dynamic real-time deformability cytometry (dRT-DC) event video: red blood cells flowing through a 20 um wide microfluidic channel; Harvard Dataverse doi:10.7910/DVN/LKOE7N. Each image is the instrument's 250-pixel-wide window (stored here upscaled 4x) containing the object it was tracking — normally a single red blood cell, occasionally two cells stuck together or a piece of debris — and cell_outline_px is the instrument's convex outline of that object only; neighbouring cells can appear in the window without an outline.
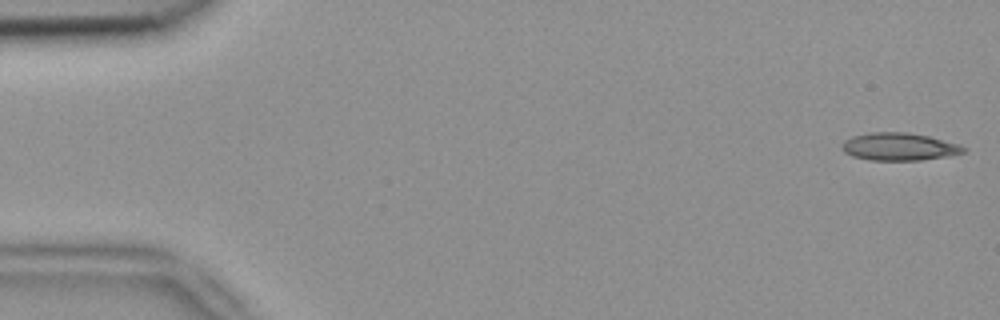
{"species": "common noctule bat (a hibernating species)", "species_latin": "Nyctalus noctula", "temperature_condition": "room temperature", "stored_images_in_passage": 5, "camera_frame_rate_fps": 3000, "um_per_image_px": 0.085, "animal": {"sex": "female", "body_mass_g": 18.4}, "frame": {"image": 1, "passage_image": 1, "time_ms": 0.0, "image_size_px": [1000, 320], "cell_outline_px": [[968, 148], [964, 152], [948, 156], [920, 160], [868, 160], [852, 156], [844, 152], [840, 148], [844, 140], [852, 136], [868, 132], [904, 132], [928, 136], [960, 144]], "centroid_in_image_um": [76.4, 12.47], "position_along_channel_um": 8.6, "area_um2": 19.71}}
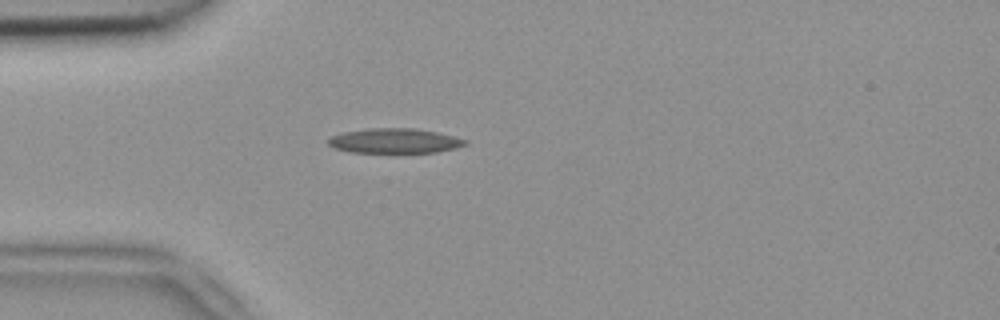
{"frame": {"image": 2, "passage_image": 5, "time_ms": 1.333, "image_size_px": [1000, 320], "cell_outline_px": [[468, 144], [456, 148], [436, 152], [352, 152], [332, 148], [328, 144], [328, 140], [332, 136], [344, 132], [368, 128], [412, 128], [436, 132], [468, 140]], "centroid_in_image_um": [33.54, 11.97], "position_along_channel_um": 51.5, "area_um2": 19.65}}